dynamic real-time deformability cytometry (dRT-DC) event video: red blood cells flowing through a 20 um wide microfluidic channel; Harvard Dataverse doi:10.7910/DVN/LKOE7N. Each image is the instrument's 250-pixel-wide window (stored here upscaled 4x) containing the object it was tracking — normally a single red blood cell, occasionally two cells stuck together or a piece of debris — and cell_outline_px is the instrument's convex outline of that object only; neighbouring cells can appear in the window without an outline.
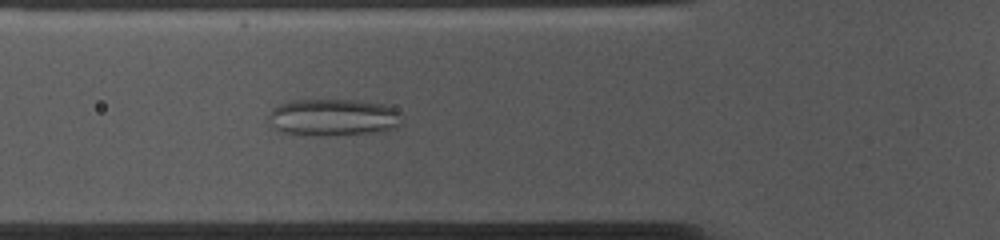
{"species": "common noctule bat (a hibernating species)", "species_latin": "Nyctalus noctula", "temperature_condition": "cold", "stored_images_in_passage": 54, "camera_frame_rate_fps": 3000, "um_per_image_px": 0.085, "animal": {"sex": "female", "body_mass_g": 10.0, "forearm_length_mm": 53.1}, "frame": {"image": 1, "passage_image": 18, "time_ms": 5.667, "image_size_px": [1000, 240], "cell_outline_px": [[400, 124], [396, 128], [372, 132], [328, 136], [280, 132], [272, 128], [268, 120], [268, 116], [272, 108], [276, 104], [292, 100], [356, 100], [384, 104], [396, 108], [400, 112]], "centroid_in_image_um": [28.28, 9.97], "position_along_channel_um": 97.5, "area_um2": 29.02}}
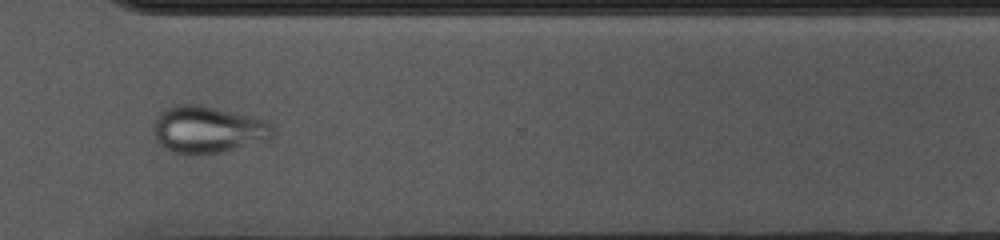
{"frame": {"image": 2, "passage_image": 39, "time_ms": 12.667, "image_size_px": [1000, 240], "cell_outline_px": [[276, 132], [272, 140], [216, 152], [172, 152], [160, 144], [156, 140], [152, 132], [152, 124], [156, 116], [160, 112], [176, 104], [200, 104], [268, 120], [276, 128]], "centroid_in_image_um": [17.71, 10.97], "position_along_channel_um": 352.9, "area_um2": 32.71}}
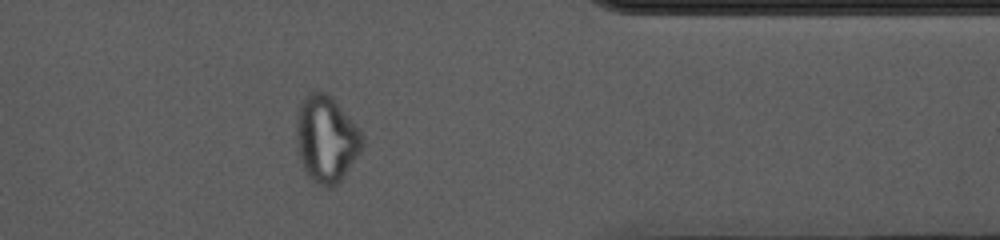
{"frame": {"image": 3, "passage_image": 43, "time_ms": 14.0, "image_size_px": [1000, 240], "cell_outline_px": [[364, 144], [360, 152], [340, 180], [332, 188], [316, 184], [304, 172], [300, 160], [296, 140], [296, 112], [300, 100], [308, 92], [324, 92], [332, 96], [360, 128], [364, 136]], "centroid_in_image_um": [27.72, 11.78], "position_along_channel_um": 383.7, "area_um2": 33.81}}